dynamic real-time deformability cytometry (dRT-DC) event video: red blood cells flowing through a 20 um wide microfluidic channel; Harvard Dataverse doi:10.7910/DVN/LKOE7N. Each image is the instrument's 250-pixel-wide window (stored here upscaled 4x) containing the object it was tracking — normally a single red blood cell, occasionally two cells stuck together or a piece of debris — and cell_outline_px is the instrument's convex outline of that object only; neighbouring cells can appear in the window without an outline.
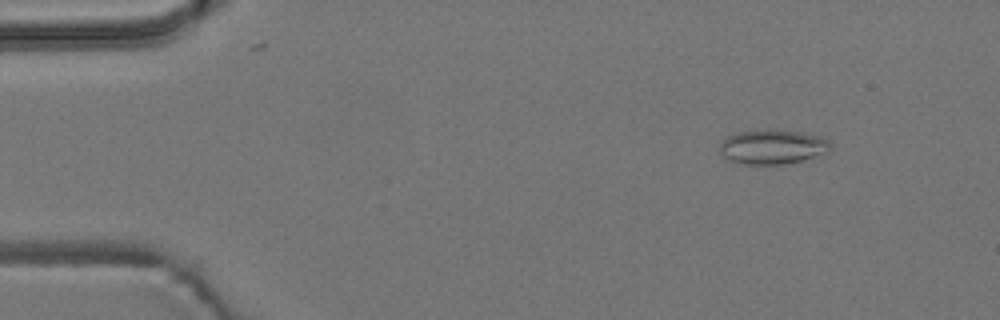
{"species": "common noctule bat (a hibernating species)", "species_latin": "Nyctalus noctula", "temperature_condition": "room temperature", "stored_images_in_passage": 9, "camera_frame_rate_fps": 3000, "um_per_image_px": 0.085, "animal": {"sex": "male", "body_mass_g": 19.2, "forearm_length_mm": 51.8}, "frame": {"image": 1, "passage_image": 2, "time_ms": 1.0, "image_size_px": [1000, 320], "cell_outline_px": [[832, 148], [828, 152], [800, 160], [784, 164], [744, 164], [728, 160], [720, 152], [720, 140], [728, 136], [740, 132], [764, 128], [776, 128], [800, 132], [820, 136], [828, 140], [832, 144]], "centroid_in_image_um": [65.65, 12.45], "position_along_channel_um": 19.3, "area_um2": 22.54}}
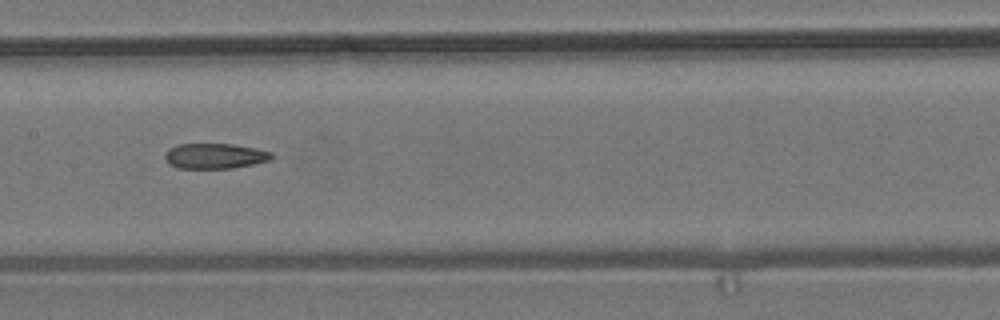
{"frame": {"image": 2, "passage_image": 8, "time_ms": 8.0, "image_size_px": [1000, 320], "cell_outline_px": [[272, 156], [268, 160], [252, 164], [232, 168], [176, 168], [168, 164], [164, 156], [168, 148], [176, 144], [232, 144], [256, 148], [272, 152]], "centroid_in_image_um": [18.2, 13.25], "position_along_channel_um": 189.2, "area_um2": 15.72}}
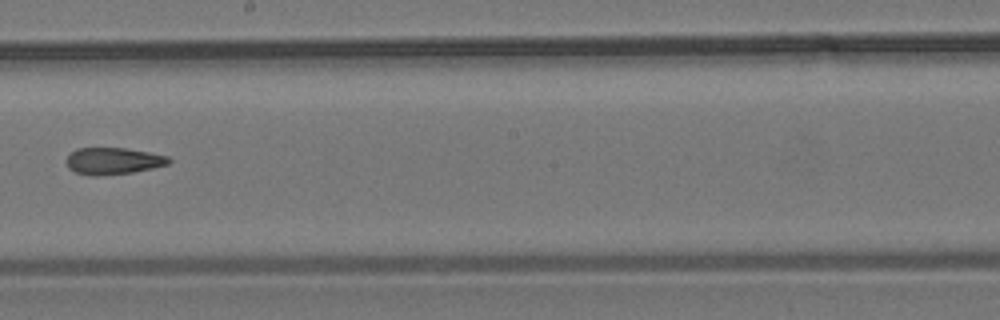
{"frame": {"image": 3, "passage_image": 9, "time_ms": 9.333, "image_size_px": [1000, 320], "cell_outline_px": [[172, 160], [168, 164], [152, 168], [132, 172], [96, 176], [92, 176], [76, 172], [68, 168], [68, 156], [76, 148], [124, 148], [148, 152], [168, 156]], "centroid_in_image_um": [9.63, 13.68], "position_along_channel_um": 238.6, "area_um2": 15.78}}